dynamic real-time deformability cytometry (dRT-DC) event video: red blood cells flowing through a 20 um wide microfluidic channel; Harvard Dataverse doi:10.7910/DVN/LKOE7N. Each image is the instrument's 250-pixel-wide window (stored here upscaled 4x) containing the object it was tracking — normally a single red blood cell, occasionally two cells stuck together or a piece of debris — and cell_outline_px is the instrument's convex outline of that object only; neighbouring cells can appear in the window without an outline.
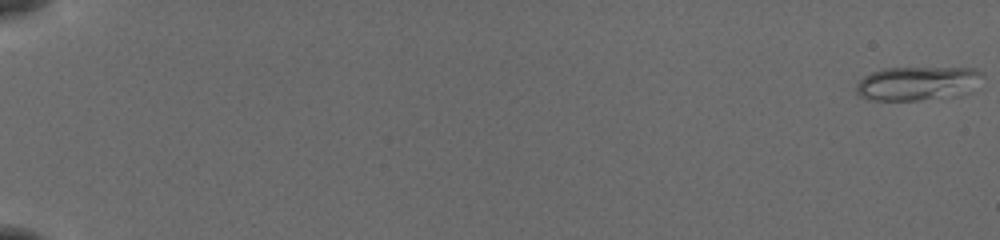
{"species": "common noctule bat (a hibernating species)", "species_latin": "Nyctalus noctula", "temperature_condition": "cold", "stored_images_in_passage": 55, "camera_frame_rate_fps": 3000, "um_per_image_px": 0.085, "animal": {"sex": "female", "body_mass_g": 19.5, "forearm_length_mm": 54.1}, "frame": {"image": 1, "passage_image": 1, "time_ms": 0.0, "image_size_px": [1000, 240], "cell_outline_px": [[984, 76], [960, 96], [920, 100], [868, 100], [856, 96], [856, 84], [864, 76], [872, 72], [884, 68], [976, 68], [984, 72]], "centroid_in_image_um": [77.94, 7.09], "position_along_channel_um": 7.1, "area_um2": 25.09}}
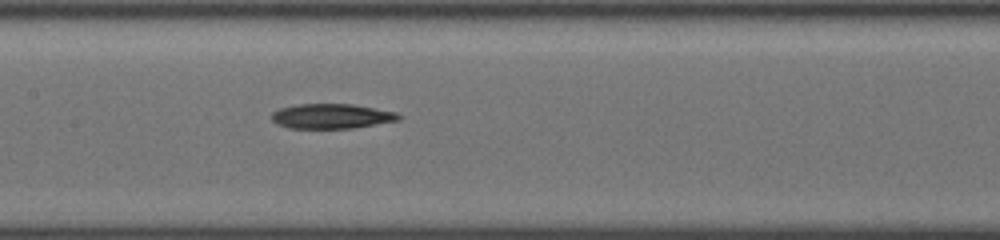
{"frame": {"image": 2, "passage_image": 30, "time_ms": 9.667, "image_size_px": [1000, 240], "cell_outline_px": [[400, 120], [352, 128], [288, 128], [276, 124], [272, 120], [272, 112], [280, 108], [296, 104], [352, 104], [396, 112], [400, 116]], "centroid_in_image_um": [28.15, 9.87], "position_along_channel_um": 179.3, "area_um2": 18.32}}
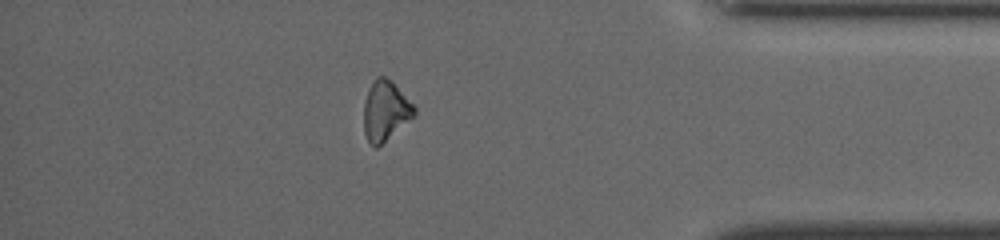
{"frame": {"image": 3, "passage_image": 49, "time_ms": 16.0, "image_size_px": [1000, 240], "cell_outline_px": [[416, 116], [376, 148], [368, 140], [364, 132], [364, 100], [376, 76], [384, 76], [392, 80], [416, 108]], "centroid_in_image_um": [32.78, 9.41], "position_along_channel_um": 402.4, "area_um2": 17.57}}